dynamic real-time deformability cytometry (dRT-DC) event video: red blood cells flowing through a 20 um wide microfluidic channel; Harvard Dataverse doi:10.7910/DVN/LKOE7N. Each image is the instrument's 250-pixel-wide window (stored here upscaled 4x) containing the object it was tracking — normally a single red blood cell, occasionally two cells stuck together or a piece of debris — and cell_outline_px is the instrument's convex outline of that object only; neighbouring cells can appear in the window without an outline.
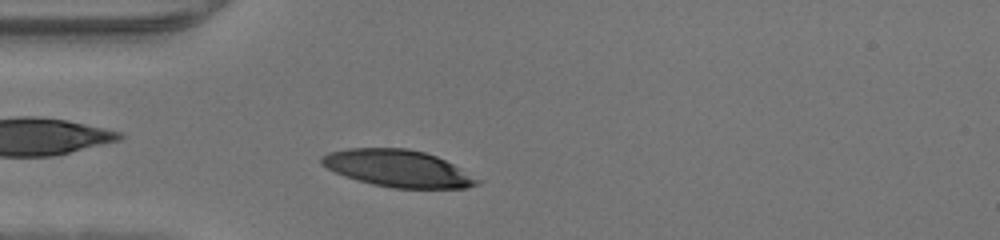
{"species": "human", "species_latin": "Homo sapiens", "temperature_condition": "warm", "stored_images_in_passage": 31, "camera_frame_rate_fps": 3000, "um_per_image_px": 0.085, "donor": {"sex": "male"}, "frame": {"image": 1, "passage_image": 1, "time_ms": 0.0, "image_size_px": [1000, 240], "cell_outline_px": [[484, 180], [480, 184], [468, 188], [392, 188], [372, 184], [336, 172], [320, 164], [320, 156], [328, 152], [348, 148], [408, 148], [424, 152], [436, 156]], "centroid_in_image_um": [33.86, 14.31], "position_along_channel_um": 51.1, "area_um2": 33.52}}
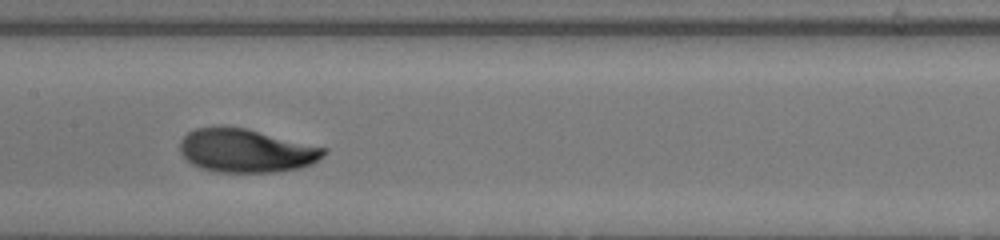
{"frame": {"image": 2, "passage_image": 11, "time_ms": 3.333, "image_size_px": [1000, 240], "cell_outline_px": [[328, 152], [324, 156], [312, 164], [300, 168], [276, 172], [220, 172], [200, 168], [192, 164], [180, 152], [180, 140], [188, 132], [196, 128], [220, 124], [224, 124], [248, 128], [328, 148]], "centroid_in_image_um": [20.93, 12.77], "position_along_channel_um": 186.5, "area_um2": 37.22}}
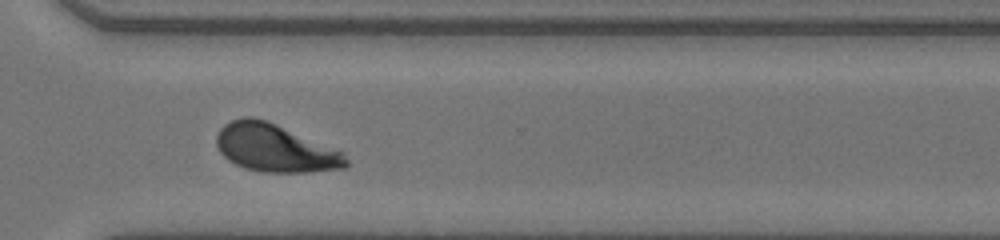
{"frame": {"image": 3, "passage_image": 22, "time_ms": 7.0, "image_size_px": [1000, 240], "cell_outline_px": [[348, 164], [344, 168], [308, 172], [260, 172], [244, 168], [228, 160], [220, 152], [216, 144], [216, 136], [220, 128], [224, 124], [232, 120], [244, 116], [252, 116], [276, 124], [344, 152], [348, 160]], "centroid_in_image_um": [23.36, 12.59], "position_along_channel_um": 347.2, "area_um2": 36.01}}